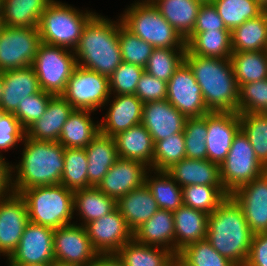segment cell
<instances>
[{"label":"cell","instance_id":"6da1fadb","mask_svg":"<svg viewBox=\"0 0 267 266\" xmlns=\"http://www.w3.org/2000/svg\"><path fill=\"white\" fill-rule=\"evenodd\" d=\"M21 159L11 162V189L22 190L60 184L64 169V147L59 142L40 141L25 136Z\"/></svg>","mask_w":267,"mask_h":266},{"label":"cell","instance_id":"7a4b0ae2","mask_svg":"<svg viewBox=\"0 0 267 266\" xmlns=\"http://www.w3.org/2000/svg\"><path fill=\"white\" fill-rule=\"evenodd\" d=\"M121 19L110 20L95 13L84 25L74 49L77 65L110 77L123 62L119 44Z\"/></svg>","mask_w":267,"mask_h":266},{"label":"cell","instance_id":"3957f363","mask_svg":"<svg viewBox=\"0 0 267 266\" xmlns=\"http://www.w3.org/2000/svg\"><path fill=\"white\" fill-rule=\"evenodd\" d=\"M253 236L241 206L231 195L208 214L206 239L236 266L245 265Z\"/></svg>","mask_w":267,"mask_h":266},{"label":"cell","instance_id":"277c9868","mask_svg":"<svg viewBox=\"0 0 267 266\" xmlns=\"http://www.w3.org/2000/svg\"><path fill=\"white\" fill-rule=\"evenodd\" d=\"M184 61L201 87L209 111L238 112L239 86L230 59L202 57L186 49Z\"/></svg>","mask_w":267,"mask_h":266},{"label":"cell","instance_id":"5b68a950","mask_svg":"<svg viewBox=\"0 0 267 266\" xmlns=\"http://www.w3.org/2000/svg\"><path fill=\"white\" fill-rule=\"evenodd\" d=\"M29 221L56 229L70 225L74 216V192L62 184L38 186L22 190Z\"/></svg>","mask_w":267,"mask_h":266},{"label":"cell","instance_id":"8992f818","mask_svg":"<svg viewBox=\"0 0 267 266\" xmlns=\"http://www.w3.org/2000/svg\"><path fill=\"white\" fill-rule=\"evenodd\" d=\"M120 14L122 25L154 48H186L185 39L150 0H135Z\"/></svg>","mask_w":267,"mask_h":266},{"label":"cell","instance_id":"52a82bcc","mask_svg":"<svg viewBox=\"0 0 267 266\" xmlns=\"http://www.w3.org/2000/svg\"><path fill=\"white\" fill-rule=\"evenodd\" d=\"M95 13L87 9L80 11L70 4L53 0L39 20L37 28L41 42L74 50L84 25Z\"/></svg>","mask_w":267,"mask_h":266},{"label":"cell","instance_id":"ba28073f","mask_svg":"<svg viewBox=\"0 0 267 266\" xmlns=\"http://www.w3.org/2000/svg\"><path fill=\"white\" fill-rule=\"evenodd\" d=\"M32 66L41 90L61 95L77 62L74 50L41 42Z\"/></svg>","mask_w":267,"mask_h":266},{"label":"cell","instance_id":"9c48e42d","mask_svg":"<svg viewBox=\"0 0 267 266\" xmlns=\"http://www.w3.org/2000/svg\"><path fill=\"white\" fill-rule=\"evenodd\" d=\"M266 171L256 157L247 136L240 129L233 139L226 159L220 165V180L225 191L230 195Z\"/></svg>","mask_w":267,"mask_h":266},{"label":"cell","instance_id":"30bf717a","mask_svg":"<svg viewBox=\"0 0 267 266\" xmlns=\"http://www.w3.org/2000/svg\"><path fill=\"white\" fill-rule=\"evenodd\" d=\"M61 95L74 110L98 111L111 96L109 77L77 65Z\"/></svg>","mask_w":267,"mask_h":266},{"label":"cell","instance_id":"8fae6325","mask_svg":"<svg viewBox=\"0 0 267 266\" xmlns=\"http://www.w3.org/2000/svg\"><path fill=\"white\" fill-rule=\"evenodd\" d=\"M40 43L37 27L4 26L0 32V71L31 66Z\"/></svg>","mask_w":267,"mask_h":266},{"label":"cell","instance_id":"7c38bea8","mask_svg":"<svg viewBox=\"0 0 267 266\" xmlns=\"http://www.w3.org/2000/svg\"><path fill=\"white\" fill-rule=\"evenodd\" d=\"M166 100L186 118L202 117L209 113L201 87L188 64L183 61L167 82Z\"/></svg>","mask_w":267,"mask_h":266},{"label":"cell","instance_id":"4fadbf2b","mask_svg":"<svg viewBox=\"0 0 267 266\" xmlns=\"http://www.w3.org/2000/svg\"><path fill=\"white\" fill-rule=\"evenodd\" d=\"M54 229L28 222L16 250L6 259L7 265L52 264Z\"/></svg>","mask_w":267,"mask_h":266},{"label":"cell","instance_id":"5bb4252c","mask_svg":"<svg viewBox=\"0 0 267 266\" xmlns=\"http://www.w3.org/2000/svg\"><path fill=\"white\" fill-rule=\"evenodd\" d=\"M55 261L90 266L99 253L94 249L84 226L72 223L54 229Z\"/></svg>","mask_w":267,"mask_h":266},{"label":"cell","instance_id":"9a60e30c","mask_svg":"<svg viewBox=\"0 0 267 266\" xmlns=\"http://www.w3.org/2000/svg\"><path fill=\"white\" fill-rule=\"evenodd\" d=\"M84 227L92 246L99 254H115L133 239V231L117 208Z\"/></svg>","mask_w":267,"mask_h":266},{"label":"cell","instance_id":"2e32d148","mask_svg":"<svg viewBox=\"0 0 267 266\" xmlns=\"http://www.w3.org/2000/svg\"><path fill=\"white\" fill-rule=\"evenodd\" d=\"M28 222L26 203L19 194L0 198V256L8 259L16 250Z\"/></svg>","mask_w":267,"mask_h":266},{"label":"cell","instance_id":"e0dca14e","mask_svg":"<svg viewBox=\"0 0 267 266\" xmlns=\"http://www.w3.org/2000/svg\"><path fill=\"white\" fill-rule=\"evenodd\" d=\"M207 129V159L220 166L240 130L239 113L210 111L207 113Z\"/></svg>","mask_w":267,"mask_h":266},{"label":"cell","instance_id":"ac0fdd59","mask_svg":"<svg viewBox=\"0 0 267 266\" xmlns=\"http://www.w3.org/2000/svg\"><path fill=\"white\" fill-rule=\"evenodd\" d=\"M230 195L241 206L251 231L267 232V171Z\"/></svg>","mask_w":267,"mask_h":266},{"label":"cell","instance_id":"d6986e66","mask_svg":"<svg viewBox=\"0 0 267 266\" xmlns=\"http://www.w3.org/2000/svg\"><path fill=\"white\" fill-rule=\"evenodd\" d=\"M112 98V99H111ZM143 102L135 95H114L106 101L107 112L99 121L100 132L114 137L130 127L141 124Z\"/></svg>","mask_w":267,"mask_h":266},{"label":"cell","instance_id":"ffe728a7","mask_svg":"<svg viewBox=\"0 0 267 266\" xmlns=\"http://www.w3.org/2000/svg\"><path fill=\"white\" fill-rule=\"evenodd\" d=\"M149 170L144 163L119 158L96 187L117 201L131 190L144 185Z\"/></svg>","mask_w":267,"mask_h":266},{"label":"cell","instance_id":"44dd1931","mask_svg":"<svg viewBox=\"0 0 267 266\" xmlns=\"http://www.w3.org/2000/svg\"><path fill=\"white\" fill-rule=\"evenodd\" d=\"M186 117L166 99L143 104L141 124L152 136L154 144L184 131Z\"/></svg>","mask_w":267,"mask_h":266},{"label":"cell","instance_id":"7402d4cb","mask_svg":"<svg viewBox=\"0 0 267 266\" xmlns=\"http://www.w3.org/2000/svg\"><path fill=\"white\" fill-rule=\"evenodd\" d=\"M3 93L0 110L15 113L25 97L41 91L33 66L2 71Z\"/></svg>","mask_w":267,"mask_h":266},{"label":"cell","instance_id":"603a6c76","mask_svg":"<svg viewBox=\"0 0 267 266\" xmlns=\"http://www.w3.org/2000/svg\"><path fill=\"white\" fill-rule=\"evenodd\" d=\"M73 110L74 108L62 95H53L43 116L26 129V137L58 142L62 127Z\"/></svg>","mask_w":267,"mask_h":266},{"label":"cell","instance_id":"cb8c5ba5","mask_svg":"<svg viewBox=\"0 0 267 266\" xmlns=\"http://www.w3.org/2000/svg\"><path fill=\"white\" fill-rule=\"evenodd\" d=\"M165 171L182 188L187 185L223 186L220 180V166L208 159L184 158Z\"/></svg>","mask_w":267,"mask_h":266},{"label":"cell","instance_id":"d4e9b609","mask_svg":"<svg viewBox=\"0 0 267 266\" xmlns=\"http://www.w3.org/2000/svg\"><path fill=\"white\" fill-rule=\"evenodd\" d=\"M133 239L140 244L166 248L175 254L173 212L159 209L148 221L133 231Z\"/></svg>","mask_w":267,"mask_h":266},{"label":"cell","instance_id":"484cf974","mask_svg":"<svg viewBox=\"0 0 267 266\" xmlns=\"http://www.w3.org/2000/svg\"><path fill=\"white\" fill-rule=\"evenodd\" d=\"M114 140L119 158L144 163L151 169L155 144L142 124L118 133L114 136Z\"/></svg>","mask_w":267,"mask_h":266},{"label":"cell","instance_id":"4316f807","mask_svg":"<svg viewBox=\"0 0 267 266\" xmlns=\"http://www.w3.org/2000/svg\"><path fill=\"white\" fill-rule=\"evenodd\" d=\"M116 207L132 231L148 221L159 210L146 184L119 198L116 201Z\"/></svg>","mask_w":267,"mask_h":266},{"label":"cell","instance_id":"83f0119b","mask_svg":"<svg viewBox=\"0 0 267 266\" xmlns=\"http://www.w3.org/2000/svg\"><path fill=\"white\" fill-rule=\"evenodd\" d=\"M175 225V255L188 244L206 239L208 214L181 205L173 212Z\"/></svg>","mask_w":267,"mask_h":266},{"label":"cell","instance_id":"f1b7e54d","mask_svg":"<svg viewBox=\"0 0 267 266\" xmlns=\"http://www.w3.org/2000/svg\"><path fill=\"white\" fill-rule=\"evenodd\" d=\"M88 160V188L96 187L119 159L114 137L101 132L85 148Z\"/></svg>","mask_w":267,"mask_h":266},{"label":"cell","instance_id":"f546056e","mask_svg":"<svg viewBox=\"0 0 267 266\" xmlns=\"http://www.w3.org/2000/svg\"><path fill=\"white\" fill-rule=\"evenodd\" d=\"M89 110H73L62 127L58 142L64 148H85L100 133L99 121L91 118Z\"/></svg>","mask_w":267,"mask_h":266},{"label":"cell","instance_id":"4dcf8cb0","mask_svg":"<svg viewBox=\"0 0 267 266\" xmlns=\"http://www.w3.org/2000/svg\"><path fill=\"white\" fill-rule=\"evenodd\" d=\"M116 208V200L101 192L97 187L92 186L74 191V215L81 217L79 222L82 221L80 223L76 221V224L85 226Z\"/></svg>","mask_w":267,"mask_h":266},{"label":"cell","instance_id":"1f68e13d","mask_svg":"<svg viewBox=\"0 0 267 266\" xmlns=\"http://www.w3.org/2000/svg\"><path fill=\"white\" fill-rule=\"evenodd\" d=\"M160 14L186 39L193 31L203 0H150Z\"/></svg>","mask_w":267,"mask_h":266},{"label":"cell","instance_id":"d6a6232c","mask_svg":"<svg viewBox=\"0 0 267 266\" xmlns=\"http://www.w3.org/2000/svg\"><path fill=\"white\" fill-rule=\"evenodd\" d=\"M124 266H173L176 255L163 247L140 244L134 239L116 253Z\"/></svg>","mask_w":267,"mask_h":266},{"label":"cell","instance_id":"836d02e7","mask_svg":"<svg viewBox=\"0 0 267 266\" xmlns=\"http://www.w3.org/2000/svg\"><path fill=\"white\" fill-rule=\"evenodd\" d=\"M186 49L191 54L202 57L230 59V30H208L201 33H191L186 39Z\"/></svg>","mask_w":267,"mask_h":266},{"label":"cell","instance_id":"e575fe53","mask_svg":"<svg viewBox=\"0 0 267 266\" xmlns=\"http://www.w3.org/2000/svg\"><path fill=\"white\" fill-rule=\"evenodd\" d=\"M233 52L267 51V14L246 20L231 31Z\"/></svg>","mask_w":267,"mask_h":266},{"label":"cell","instance_id":"d590c367","mask_svg":"<svg viewBox=\"0 0 267 266\" xmlns=\"http://www.w3.org/2000/svg\"><path fill=\"white\" fill-rule=\"evenodd\" d=\"M53 0H3L1 16L4 26L38 27L45 8Z\"/></svg>","mask_w":267,"mask_h":266},{"label":"cell","instance_id":"8d00e7d4","mask_svg":"<svg viewBox=\"0 0 267 266\" xmlns=\"http://www.w3.org/2000/svg\"><path fill=\"white\" fill-rule=\"evenodd\" d=\"M145 184L150 189L159 209L174 212L183 205L182 187L166 171L150 169L146 174Z\"/></svg>","mask_w":267,"mask_h":266},{"label":"cell","instance_id":"74e56055","mask_svg":"<svg viewBox=\"0 0 267 266\" xmlns=\"http://www.w3.org/2000/svg\"><path fill=\"white\" fill-rule=\"evenodd\" d=\"M230 60L238 86L267 78V51L233 52Z\"/></svg>","mask_w":267,"mask_h":266},{"label":"cell","instance_id":"f35d334b","mask_svg":"<svg viewBox=\"0 0 267 266\" xmlns=\"http://www.w3.org/2000/svg\"><path fill=\"white\" fill-rule=\"evenodd\" d=\"M227 29L232 31L246 20L259 16L264 9L256 0H210Z\"/></svg>","mask_w":267,"mask_h":266},{"label":"cell","instance_id":"ab89813d","mask_svg":"<svg viewBox=\"0 0 267 266\" xmlns=\"http://www.w3.org/2000/svg\"><path fill=\"white\" fill-rule=\"evenodd\" d=\"M88 160L84 148H64V169L60 184L72 190L88 188Z\"/></svg>","mask_w":267,"mask_h":266},{"label":"cell","instance_id":"60d3db41","mask_svg":"<svg viewBox=\"0 0 267 266\" xmlns=\"http://www.w3.org/2000/svg\"><path fill=\"white\" fill-rule=\"evenodd\" d=\"M181 266H236L214 249L207 239L185 246L176 256Z\"/></svg>","mask_w":267,"mask_h":266},{"label":"cell","instance_id":"b9f144b4","mask_svg":"<svg viewBox=\"0 0 267 266\" xmlns=\"http://www.w3.org/2000/svg\"><path fill=\"white\" fill-rule=\"evenodd\" d=\"M240 129L247 136L256 157L267 169V113L239 114Z\"/></svg>","mask_w":267,"mask_h":266},{"label":"cell","instance_id":"7bdbcfd3","mask_svg":"<svg viewBox=\"0 0 267 266\" xmlns=\"http://www.w3.org/2000/svg\"><path fill=\"white\" fill-rule=\"evenodd\" d=\"M183 204L211 214L229 195L223 186L187 185L182 188Z\"/></svg>","mask_w":267,"mask_h":266},{"label":"cell","instance_id":"ee69618b","mask_svg":"<svg viewBox=\"0 0 267 266\" xmlns=\"http://www.w3.org/2000/svg\"><path fill=\"white\" fill-rule=\"evenodd\" d=\"M186 48H154L145 71L157 79L168 82L184 61Z\"/></svg>","mask_w":267,"mask_h":266},{"label":"cell","instance_id":"f6af8a7d","mask_svg":"<svg viewBox=\"0 0 267 266\" xmlns=\"http://www.w3.org/2000/svg\"><path fill=\"white\" fill-rule=\"evenodd\" d=\"M184 158H186L184 133L173 134L155 143L151 170L165 171Z\"/></svg>","mask_w":267,"mask_h":266},{"label":"cell","instance_id":"bcb514c9","mask_svg":"<svg viewBox=\"0 0 267 266\" xmlns=\"http://www.w3.org/2000/svg\"><path fill=\"white\" fill-rule=\"evenodd\" d=\"M183 133L186 158L195 160L207 159V114L202 117L186 118Z\"/></svg>","mask_w":267,"mask_h":266},{"label":"cell","instance_id":"7dc6e473","mask_svg":"<svg viewBox=\"0 0 267 266\" xmlns=\"http://www.w3.org/2000/svg\"><path fill=\"white\" fill-rule=\"evenodd\" d=\"M118 38L122 61L145 68L154 47L131 33L122 23L119 25Z\"/></svg>","mask_w":267,"mask_h":266},{"label":"cell","instance_id":"c3c4849f","mask_svg":"<svg viewBox=\"0 0 267 266\" xmlns=\"http://www.w3.org/2000/svg\"><path fill=\"white\" fill-rule=\"evenodd\" d=\"M238 113H267V78L239 86Z\"/></svg>","mask_w":267,"mask_h":266},{"label":"cell","instance_id":"681fc988","mask_svg":"<svg viewBox=\"0 0 267 266\" xmlns=\"http://www.w3.org/2000/svg\"><path fill=\"white\" fill-rule=\"evenodd\" d=\"M145 68L131 63L122 62L109 77L110 94L131 95L135 94L138 81Z\"/></svg>","mask_w":267,"mask_h":266},{"label":"cell","instance_id":"f907efd6","mask_svg":"<svg viewBox=\"0 0 267 266\" xmlns=\"http://www.w3.org/2000/svg\"><path fill=\"white\" fill-rule=\"evenodd\" d=\"M52 96L53 94L41 90L38 93L25 97L19 103L14 115L25 130L43 116Z\"/></svg>","mask_w":267,"mask_h":266},{"label":"cell","instance_id":"816d5d0a","mask_svg":"<svg viewBox=\"0 0 267 266\" xmlns=\"http://www.w3.org/2000/svg\"><path fill=\"white\" fill-rule=\"evenodd\" d=\"M26 136V130L22 127L19 120L13 113H6L0 110V157L3 156L2 152H8L18 148L16 146L22 143Z\"/></svg>","mask_w":267,"mask_h":266},{"label":"cell","instance_id":"f5cc1de1","mask_svg":"<svg viewBox=\"0 0 267 266\" xmlns=\"http://www.w3.org/2000/svg\"><path fill=\"white\" fill-rule=\"evenodd\" d=\"M167 82L157 79L146 71L138 81L135 95L143 102L161 101L167 97Z\"/></svg>","mask_w":267,"mask_h":266},{"label":"cell","instance_id":"db71d44e","mask_svg":"<svg viewBox=\"0 0 267 266\" xmlns=\"http://www.w3.org/2000/svg\"><path fill=\"white\" fill-rule=\"evenodd\" d=\"M208 30L229 29L226 28L213 3L211 1H203L199 7L192 33H201Z\"/></svg>","mask_w":267,"mask_h":266},{"label":"cell","instance_id":"11a10c76","mask_svg":"<svg viewBox=\"0 0 267 266\" xmlns=\"http://www.w3.org/2000/svg\"><path fill=\"white\" fill-rule=\"evenodd\" d=\"M244 266H267V232L254 234Z\"/></svg>","mask_w":267,"mask_h":266},{"label":"cell","instance_id":"9f6ffc18","mask_svg":"<svg viewBox=\"0 0 267 266\" xmlns=\"http://www.w3.org/2000/svg\"><path fill=\"white\" fill-rule=\"evenodd\" d=\"M10 165L6 158L0 157V198L12 192Z\"/></svg>","mask_w":267,"mask_h":266},{"label":"cell","instance_id":"6f0895ef","mask_svg":"<svg viewBox=\"0 0 267 266\" xmlns=\"http://www.w3.org/2000/svg\"><path fill=\"white\" fill-rule=\"evenodd\" d=\"M90 266H124L116 254H99Z\"/></svg>","mask_w":267,"mask_h":266},{"label":"cell","instance_id":"680465c9","mask_svg":"<svg viewBox=\"0 0 267 266\" xmlns=\"http://www.w3.org/2000/svg\"><path fill=\"white\" fill-rule=\"evenodd\" d=\"M2 93H3V78H2V71H0V101L2 98Z\"/></svg>","mask_w":267,"mask_h":266},{"label":"cell","instance_id":"91938a15","mask_svg":"<svg viewBox=\"0 0 267 266\" xmlns=\"http://www.w3.org/2000/svg\"><path fill=\"white\" fill-rule=\"evenodd\" d=\"M51 266H79V265H71V264H63V263H59L54 261Z\"/></svg>","mask_w":267,"mask_h":266},{"label":"cell","instance_id":"94428289","mask_svg":"<svg viewBox=\"0 0 267 266\" xmlns=\"http://www.w3.org/2000/svg\"><path fill=\"white\" fill-rule=\"evenodd\" d=\"M8 266H51V264H28V265H8Z\"/></svg>","mask_w":267,"mask_h":266},{"label":"cell","instance_id":"6125c7cd","mask_svg":"<svg viewBox=\"0 0 267 266\" xmlns=\"http://www.w3.org/2000/svg\"><path fill=\"white\" fill-rule=\"evenodd\" d=\"M263 9H265L267 7V0H256Z\"/></svg>","mask_w":267,"mask_h":266},{"label":"cell","instance_id":"be15d7a7","mask_svg":"<svg viewBox=\"0 0 267 266\" xmlns=\"http://www.w3.org/2000/svg\"><path fill=\"white\" fill-rule=\"evenodd\" d=\"M3 27H4V24H3L2 16H1V13H0V32H1Z\"/></svg>","mask_w":267,"mask_h":266},{"label":"cell","instance_id":"e7e4bbea","mask_svg":"<svg viewBox=\"0 0 267 266\" xmlns=\"http://www.w3.org/2000/svg\"><path fill=\"white\" fill-rule=\"evenodd\" d=\"M2 5H3V0H0V13H1V10H2Z\"/></svg>","mask_w":267,"mask_h":266},{"label":"cell","instance_id":"03108f58","mask_svg":"<svg viewBox=\"0 0 267 266\" xmlns=\"http://www.w3.org/2000/svg\"><path fill=\"white\" fill-rule=\"evenodd\" d=\"M173 266H181V265L176 261Z\"/></svg>","mask_w":267,"mask_h":266}]
</instances>
